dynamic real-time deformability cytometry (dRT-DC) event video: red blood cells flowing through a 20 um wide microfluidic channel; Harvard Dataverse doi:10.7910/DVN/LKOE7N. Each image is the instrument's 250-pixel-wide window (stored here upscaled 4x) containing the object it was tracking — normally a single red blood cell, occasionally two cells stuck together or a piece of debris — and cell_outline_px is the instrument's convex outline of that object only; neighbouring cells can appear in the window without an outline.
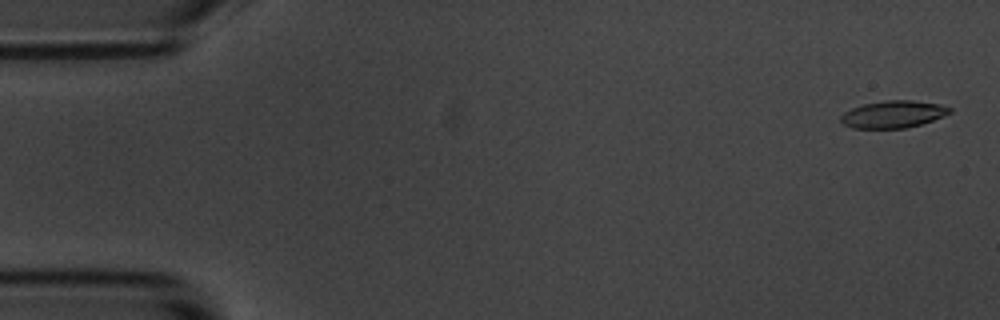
{"species": "common noctule bat (a hibernating species)", "species_latin": "Nyctalus noctula", "temperature_condition": "room temperature", "stored_images_in_passage": 15, "camera_frame_rate_fps": 3000, "um_per_image_px": 0.085, "animal": {"sex": "male", "body_mass_g": 20.1, "forearm_length_mm": 53.5}, "frame": {"image": 1, "passage_image": 1, "time_ms": 0.0, "image_size_px": [1000, 320], "cell_outline_px": [[952, 112], [932, 120], [920, 124], [904, 128], [852, 128], [844, 124], [840, 120], [840, 116], [844, 112], [852, 108], [864, 104], [884, 100], [912, 100], [940, 104], [952, 108]], "centroid_in_image_um": [75.91, 9.7], "position_along_channel_um": 9.1, "area_um2": 17.17}}
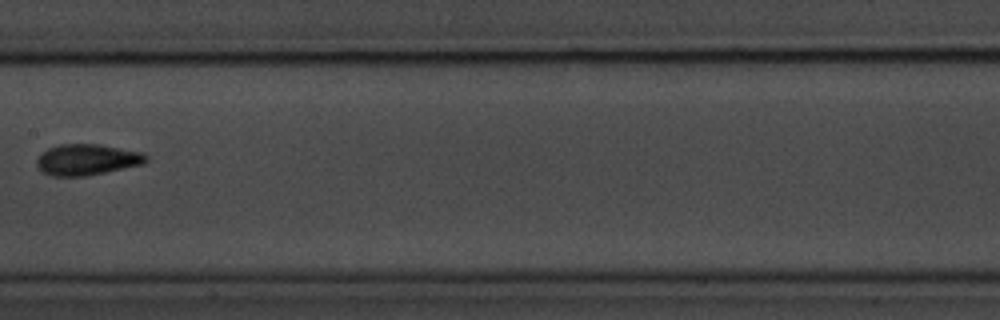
{"frame": {"image": 2, "passage_image": 8, "time_ms": 9.0, "image_size_px": [1000, 320], "cell_outline_px": [[148, 160], [140, 164], [104, 172], [84, 176], [52, 176], [44, 172], [36, 164], [36, 160], [48, 148], [60, 144], [100, 144], [144, 152], [148, 156]], "centroid_in_image_um": [7.41, 13.55], "position_along_channel_um": 200.0, "area_um2": 19.54}}
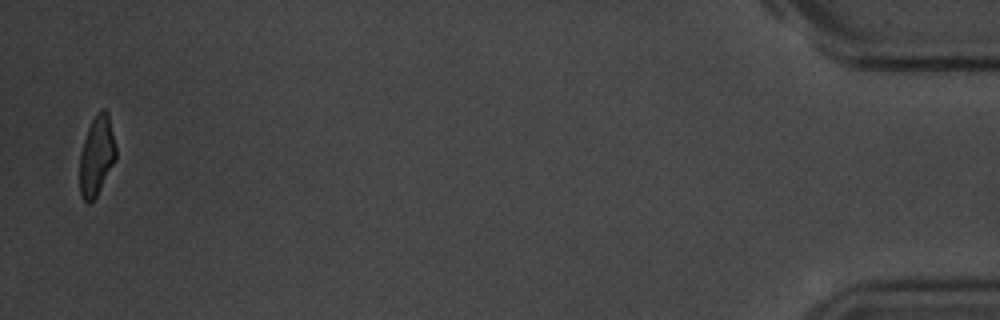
{"frame": {"image": 3, "passage_image": 15, "time_ms": 18.0, "image_size_px": [1000, 320], "cell_outline_px": [[116, 160], [96, 196], [88, 204], [80, 196], [80, 152], [88, 128], [96, 112], [100, 108], [104, 108], [108, 112], [116, 148]], "centroid_in_image_um": [8.22, 13.21], "position_along_channel_um": 427.0, "area_um2": 16.82}, "authors_computed_cell_mechanics": {"area_um2": 17.9758, "velocity_mm_per_s": 3.5221, "shape_relaxation_time_tau1_ms": 2.1862, "shape_relaxation_time_tau2_ms": null, "deformation_change_tau1": 0.1249, "deformation_change_tau2": null}}